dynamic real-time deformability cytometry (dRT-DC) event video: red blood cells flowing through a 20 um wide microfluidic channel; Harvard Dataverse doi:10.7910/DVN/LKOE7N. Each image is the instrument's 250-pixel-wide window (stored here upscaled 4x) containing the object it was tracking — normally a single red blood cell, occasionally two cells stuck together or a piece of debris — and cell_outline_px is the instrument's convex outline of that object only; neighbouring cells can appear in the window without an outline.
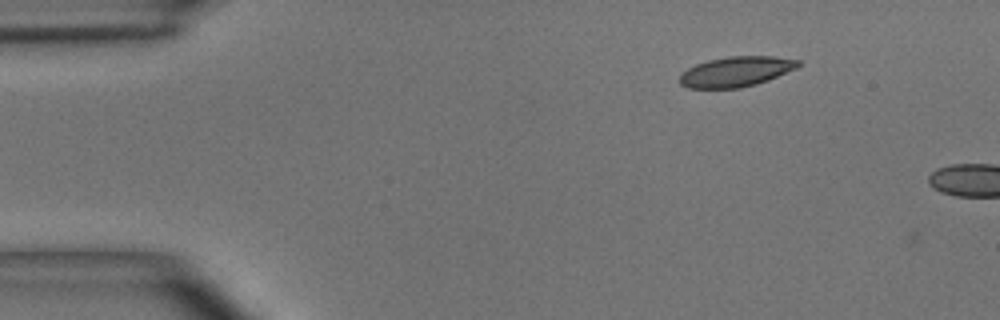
{"species": "common noctule bat (a hibernating species)", "species_latin": "Nyctalus noctula", "temperature_condition": "room temperature", "stored_images_in_passage": 4, "camera_frame_rate_fps": 3000, "um_per_image_px": 0.085, "animal": {"sex": "male", "body_mass_g": 15.6}, "frame": {"image": 1, "passage_image": 1, "time_ms": 0.0, "image_size_px": [1000, 320], "cell_outline_px": [[800, 64], [796, 68], [768, 80], [756, 84], [740, 88], [688, 88], [680, 84], [680, 76], [688, 68], [696, 64], [708, 60], [728, 56], [772, 56], [800, 60]], "centroid_in_image_um": [62.56, 6.08], "position_along_channel_um": 22.4, "area_um2": 20.69}}